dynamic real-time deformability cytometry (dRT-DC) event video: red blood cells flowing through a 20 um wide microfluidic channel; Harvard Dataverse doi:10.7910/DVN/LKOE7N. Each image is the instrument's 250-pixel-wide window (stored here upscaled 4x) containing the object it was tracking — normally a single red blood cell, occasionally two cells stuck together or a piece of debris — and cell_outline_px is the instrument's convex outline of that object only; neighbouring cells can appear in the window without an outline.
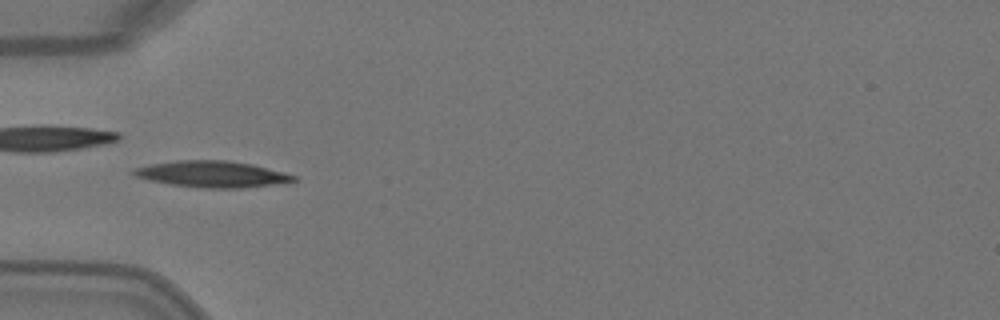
{"species": "Egyptian fruit bat (a non-hibernating species)", "species_latin": "Rousettus aegyptiacus", "temperature_condition": "warm", "stored_images_in_passage": 4, "camera_frame_rate_fps": 3000, "um_per_image_px": 0.085, "animal": {"sex": "female"}, "frame": {"image": 1, "passage_image": 3, "time_ms": 0.667, "image_size_px": [1000, 320], "cell_outline_px": [[296, 180], [272, 184], [244, 188], [204, 188], [172, 184], [148, 180], [136, 176], [132, 172], [132, 168], [148, 164], [176, 160], [228, 160], [252, 164], [284, 172], [296, 176]], "centroid_in_image_um": [17.98, 14.79], "position_along_channel_um": 67.0, "area_um2": 24.45}}